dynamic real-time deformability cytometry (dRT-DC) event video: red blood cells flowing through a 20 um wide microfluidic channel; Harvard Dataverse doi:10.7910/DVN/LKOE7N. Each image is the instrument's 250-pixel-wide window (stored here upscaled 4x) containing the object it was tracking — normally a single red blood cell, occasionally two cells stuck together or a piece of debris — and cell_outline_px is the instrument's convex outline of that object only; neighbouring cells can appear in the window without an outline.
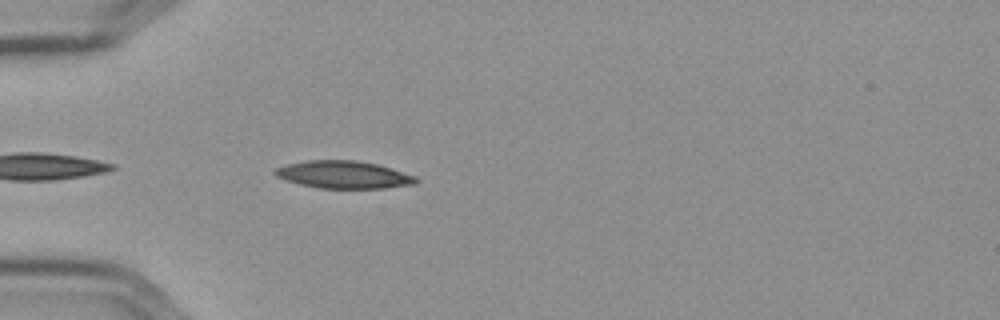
{"species": "Egyptian fruit bat (a non-hibernating species)", "species_latin": "Rousettus aegyptiacus", "temperature_condition": "cold", "stored_images_in_passage": 17, "camera_frame_rate_fps": 3000, "um_per_image_px": 0.085, "frame": {"image": 1, "passage_image": 3, "time_ms": 0.667, "image_size_px": [1000, 320], "cell_outline_px": [[420, 180], [416, 184], [384, 188], [320, 188], [300, 184], [276, 176], [276, 168], [288, 164], [308, 160], [356, 160], [376, 164], [416, 176]], "centroid_in_image_um": [29.26, 14.85], "position_along_channel_um": 55.7, "area_um2": 22.31}}
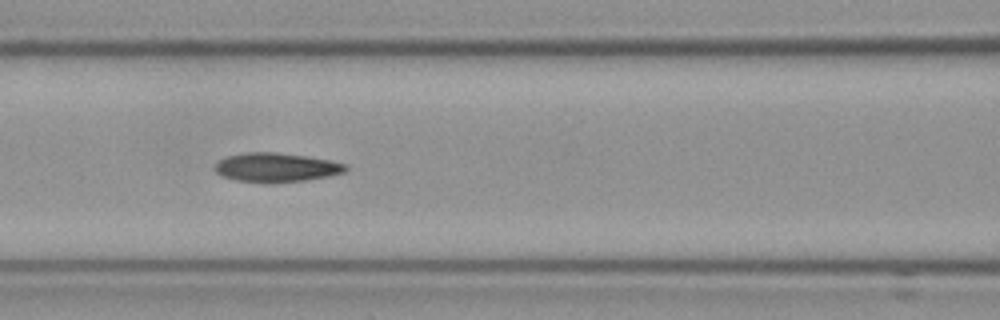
{"frame": {"image": 2, "passage_image": 11, "time_ms": 3.333, "image_size_px": [1000, 320], "cell_outline_px": [[348, 168], [344, 172], [328, 176], [308, 180], [276, 184], [264, 184], [236, 180], [224, 176], [216, 172], [212, 168], [220, 160], [228, 156], [248, 152], [276, 152], [304, 156], [328, 160], [348, 164]], "centroid_in_image_um": [23.48, 14.26], "position_along_channel_um": 143.1, "area_um2": 22.43}}
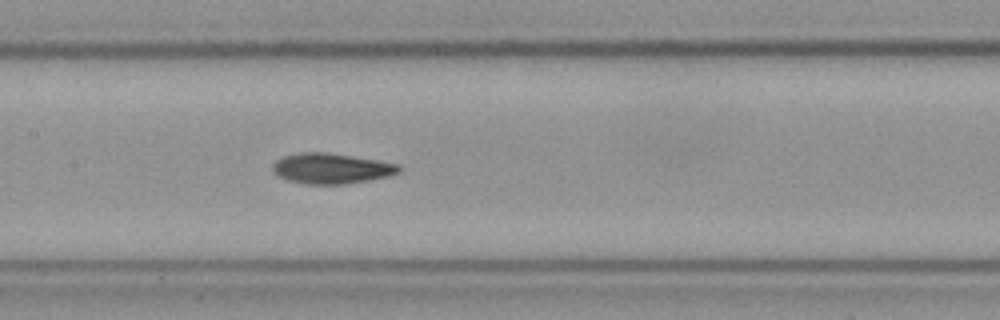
{"frame": {"image": 3, "passage_image": 14, "time_ms": 4.333, "image_size_px": [1000, 320], "cell_outline_px": [[400, 172], [388, 176], [368, 180], [344, 184], [304, 184], [288, 180], [280, 176], [272, 168], [276, 160], [284, 156], [300, 152], [328, 152], [400, 164]], "centroid_in_image_um": [28.18, 14.31], "position_along_channel_um": 179.2, "area_um2": 22.2}}